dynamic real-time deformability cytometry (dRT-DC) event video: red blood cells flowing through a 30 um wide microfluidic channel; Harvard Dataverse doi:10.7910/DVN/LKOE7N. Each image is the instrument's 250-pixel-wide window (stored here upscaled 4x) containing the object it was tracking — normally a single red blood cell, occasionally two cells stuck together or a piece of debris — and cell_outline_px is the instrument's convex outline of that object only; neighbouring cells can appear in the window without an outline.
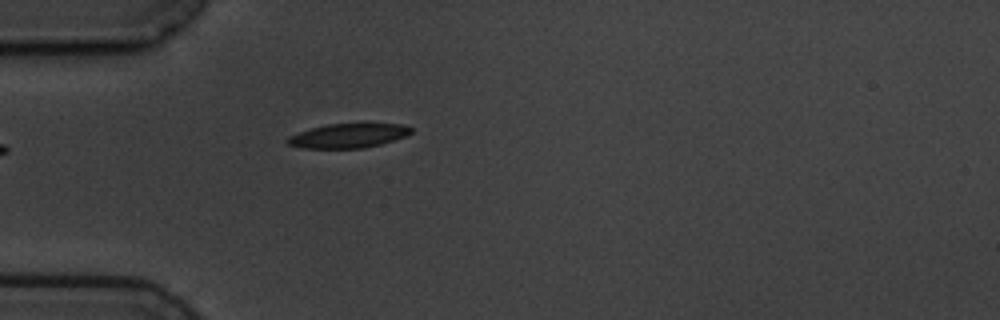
{"species": "common noctule bat (a hibernating species)", "species_latin": "Nyctalus noctula", "temperature_condition": "cold", "stored_images_in_passage": 3, "camera_frame_rate_fps": 3000, "um_per_image_px": 0.085, "animal": {"sex": "male", "body_mass_g": 19.5, "forearm_length_mm": 54.6}, "frame": {"image": 1, "passage_image": 3, "time_ms": 3.667, "image_size_px": [1000, 320], "cell_outline_px": [[412, 132], [408, 136], [380, 144], [364, 148], [304, 148], [288, 144], [284, 140], [288, 136], [312, 128], [328, 124], [364, 120], [400, 124], [412, 128]], "centroid_in_image_um": [29.68, 11.48], "position_along_channel_um": 55.3, "area_um2": 18.38}}